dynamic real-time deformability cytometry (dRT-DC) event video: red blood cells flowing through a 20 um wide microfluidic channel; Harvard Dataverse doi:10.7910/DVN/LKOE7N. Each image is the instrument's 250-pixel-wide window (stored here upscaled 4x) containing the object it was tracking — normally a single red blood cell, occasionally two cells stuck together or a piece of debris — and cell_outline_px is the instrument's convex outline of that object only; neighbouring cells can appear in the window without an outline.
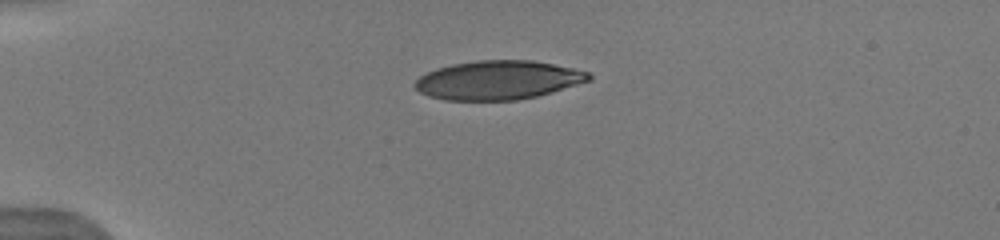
{"species": "human", "species_latin": "Homo sapiens", "temperature_condition": "warm", "stored_images_in_passage": 5, "camera_frame_rate_fps": 3000, "um_per_image_px": 0.085, "donor": {"sex": "male"}, "frame": {"image": 1, "passage_image": 1, "time_ms": 0.0, "image_size_px": [1000, 240], "cell_outline_px": [[592, 80], [536, 96], [516, 100], [444, 100], [428, 96], [420, 92], [412, 84], [420, 76], [436, 68], [452, 64], [476, 60], [532, 60], [572, 68], [588, 72], [592, 76]], "centroid_in_image_um": [42.3, 6.81], "position_along_channel_um": 42.7, "area_um2": 39.3}}